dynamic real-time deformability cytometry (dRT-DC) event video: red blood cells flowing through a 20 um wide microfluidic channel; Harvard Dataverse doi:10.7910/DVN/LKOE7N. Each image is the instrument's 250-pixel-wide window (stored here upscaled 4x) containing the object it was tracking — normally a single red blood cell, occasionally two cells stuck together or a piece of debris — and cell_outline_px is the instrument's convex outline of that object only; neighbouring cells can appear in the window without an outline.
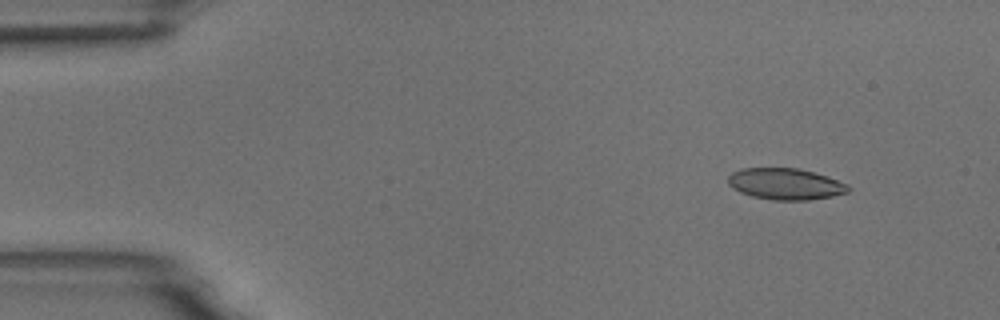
{"species": "common noctule bat (a hibernating species)", "species_latin": "Nyctalus noctula", "temperature_condition": "room temperature", "stored_images_in_passage": 4, "camera_frame_rate_fps": 3000, "um_per_image_px": 0.085, "animal": {"sex": "male", "body_mass_g": 18.8}, "frame": {"image": 1, "passage_image": 1, "time_ms": 0.0, "image_size_px": [1000, 320], "cell_outline_px": [[852, 188], [848, 192], [832, 196], [808, 200], [772, 200], [752, 196], [740, 192], [732, 188], [728, 184], [728, 176], [732, 172], [740, 168], [800, 168], [848, 184]], "centroid_in_image_um": [66.73, 15.64], "position_along_channel_um": 18.3, "area_um2": 21.96}}